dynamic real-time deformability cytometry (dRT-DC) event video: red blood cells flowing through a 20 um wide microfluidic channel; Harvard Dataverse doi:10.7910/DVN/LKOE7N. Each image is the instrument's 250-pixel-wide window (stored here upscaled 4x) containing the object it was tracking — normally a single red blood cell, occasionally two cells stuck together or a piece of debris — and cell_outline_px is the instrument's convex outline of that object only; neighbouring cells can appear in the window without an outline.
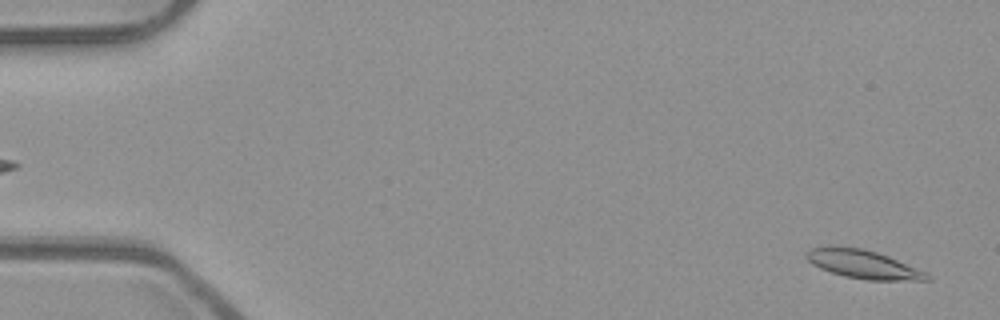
{"species": "common noctule bat (a hibernating species)", "species_latin": "Nyctalus noctula", "temperature_condition": "room temperature", "stored_images_in_passage": 53, "camera_frame_rate_fps": 3000, "um_per_image_px": 0.085, "animal": {"sex": "male", "body_mass_g": 23.1, "forearm_length_mm": 52.7}, "frame": {"image": 1, "passage_image": 2, "time_ms": 0.333, "image_size_px": [1000, 320], "cell_outline_px": [[932, 280], [868, 280], [844, 276], [820, 268], [812, 264], [804, 256], [804, 252], [812, 248], [828, 244], [832, 244], [864, 248], [888, 256], [924, 272], [932, 276]], "centroid_in_image_um": [73.28, 22.43], "position_along_channel_um": 11.7, "area_um2": 20.23}}
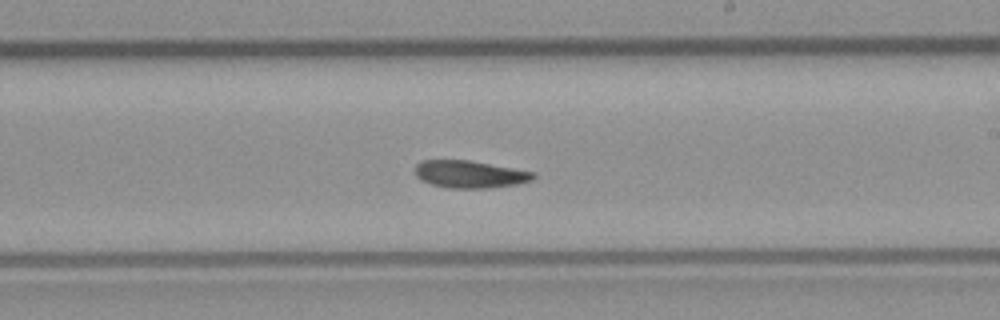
{"frame": {"image": 2, "passage_image": 31, "time_ms": 10.0, "image_size_px": [1000, 320], "cell_outline_px": [[536, 176], [532, 180], [516, 184], [492, 188], [448, 188], [432, 184], [416, 176], [416, 164], [420, 160], [468, 160], [536, 172]], "centroid_in_image_um": [39.96, 14.81], "position_along_channel_um": 249.0, "area_um2": 18.79}}
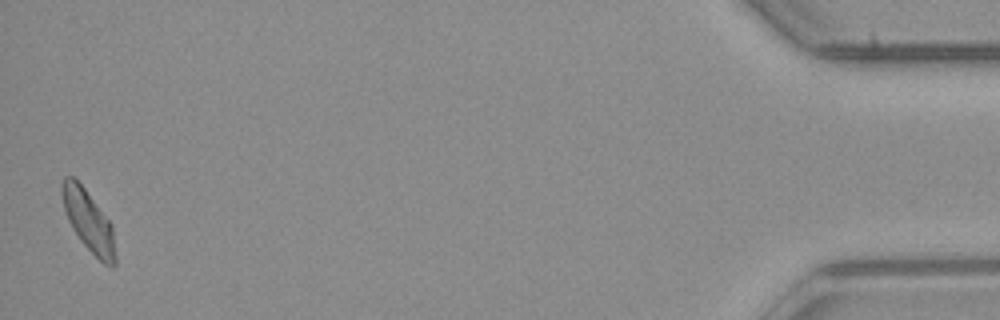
{"frame": {"image": 3, "passage_image": 52, "time_ms": 17.0, "image_size_px": [1000, 320], "cell_outline_px": [[116, 264], [112, 268], [104, 264], [80, 240], [72, 228], [68, 220], [64, 208], [60, 192], [60, 184], [64, 176], [72, 176], [84, 188], [112, 224], [116, 260]], "centroid_in_image_um": [7.51, 18.77], "position_along_channel_um": 427.7, "area_um2": 18.9}, "authors_computed_cell_mechanics": {"area_um2": 19.3052, "velocity_mm_per_s": 3.9127, "shape_relaxation_time_tau1_ms": 8.1889, "shape_relaxation_time_tau2_ms": 6.1118, "deformation_change_tau1": 0.181, "deformation_change_tau2": 0.1343}}